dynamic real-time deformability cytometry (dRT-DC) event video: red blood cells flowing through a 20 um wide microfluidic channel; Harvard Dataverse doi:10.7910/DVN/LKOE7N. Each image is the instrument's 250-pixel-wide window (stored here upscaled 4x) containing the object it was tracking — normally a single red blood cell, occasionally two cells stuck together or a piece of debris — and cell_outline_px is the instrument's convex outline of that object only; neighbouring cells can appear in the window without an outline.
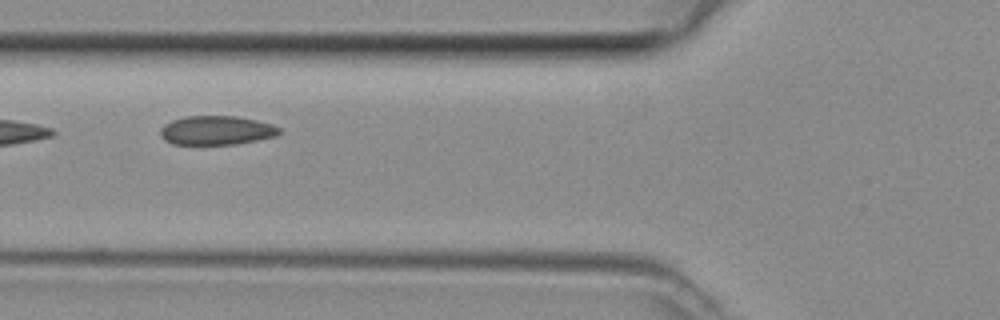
{"species": "common noctule bat (a hibernating species)", "species_latin": "Nyctalus noctula", "temperature_condition": "room temperature", "stored_images_in_passage": 5, "camera_frame_rate_fps": 3000, "um_per_image_px": 0.085, "animal": {"sex": "female", "body_mass_g": 29.2, "forearm_length_mm": 56.3}, "frame": {"image": 1, "passage_image": 4, "time_ms": 1.0, "image_size_px": [1000, 320], "cell_outline_px": [[280, 132], [276, 136], [236, 144], [172, 144], [164, 140], [160, 136], [160, 128], [164, 124], [172, 120], [184, 116], [236, 116], [256, 120], [272, 124], [280, 128]], "centroid_in_image_um": [18.37, 11.07], "position_along_channel_um": 107.4, "area_um2": 20.17}}
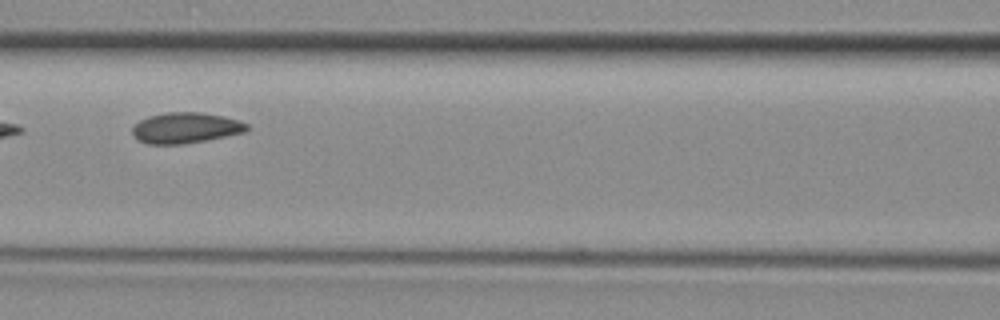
{"frame": {"image": 2, "passage_image": 5, "time_ms": 1.333, "image_size_px": [1000, 320], "cell_outline_px": [[248, 128], [244, 132], [184, 144], [148, 144], [140, 140], [132, 132], [132, 128], [140, 120], [148, 116], [164, 112], [200, 112], [224, 116], [240, 120], [248, 124]], "centroid_in_image_um": [15.78, 10.85], "position_along_channel_um": 150.8, "area_um2": 20.35}}